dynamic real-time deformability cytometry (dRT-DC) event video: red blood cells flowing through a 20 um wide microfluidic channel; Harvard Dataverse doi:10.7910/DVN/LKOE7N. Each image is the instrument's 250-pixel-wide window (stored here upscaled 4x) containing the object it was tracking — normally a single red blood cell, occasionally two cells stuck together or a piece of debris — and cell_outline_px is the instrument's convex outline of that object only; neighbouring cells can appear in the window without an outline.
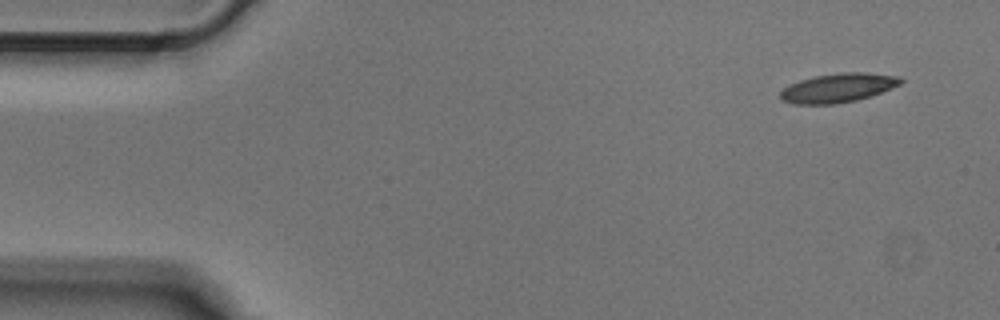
{"species": "Egyptian fruit bat (a non-hibernating species)", "species_latin": "Rousettus aegyptiacus", "temperature_condition": "cold", "stored_images_in_passage": 4, "camera_frame_rate_fps": 3000, "um_per_image_px": 0.085, "animal": {"sex": "male"}, "frame": {"image": 1, "passage_image": 1, "time_ms": 0.0, "image_size_px": [1000, 320], "cell_outline_px": [[904, 80], [900, 84], [892, 88], [872, 96], [856, 100], [836, 104], [792, 104], [780, 100], [780, 92], [788, 84], [812, 76], [840, 72], [868, 72], [900, 76]], "centroid_in_image_um": [71.23, 7.46], "position_along_channel_um": 13.8, "area_um2": 20.75}}
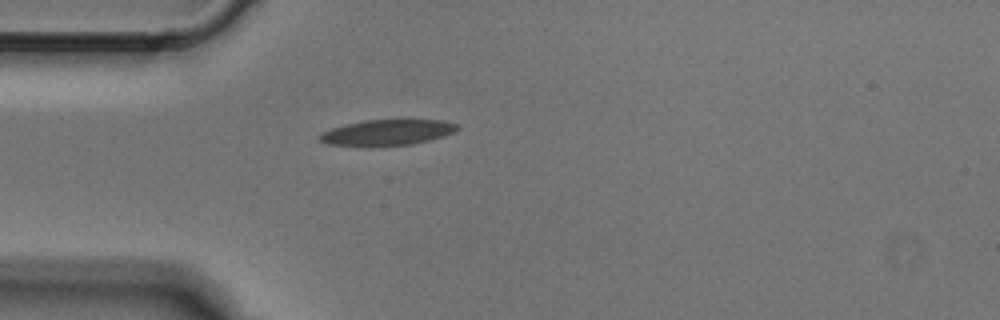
{"frame": {"image": 2, "passage_image": 4, "time_ms": 1.0, "image_size_px": [1000, 320], "cell_outline_px": [[460, 128], [444, 136], [412, 144], [364, 148], [328, 144], [320, 140], [316, 136], [320, 132], [332, 128], [364, 120], [444, 120], [460, 124]], "centroid_in_image_um": [32.87, 11.28], "position_along_channel_um": 52.1, "area_um2": 21.15}}